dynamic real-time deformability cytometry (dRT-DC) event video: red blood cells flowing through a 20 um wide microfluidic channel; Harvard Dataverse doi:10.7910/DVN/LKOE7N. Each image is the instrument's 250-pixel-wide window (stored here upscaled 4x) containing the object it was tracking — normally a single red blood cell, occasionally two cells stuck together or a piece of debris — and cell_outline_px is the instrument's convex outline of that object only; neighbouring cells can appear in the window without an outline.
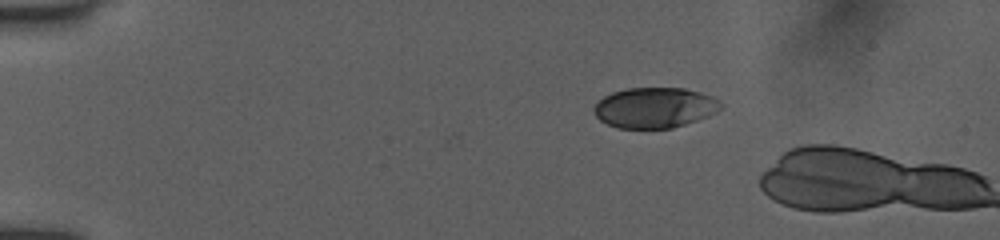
{"species": "human", "species_latin": "Homo sapiens", "temperature_condition": "room temperature", "stored_images_in_passage": 2, "camera_frame_rate_fps": 3000, "um_per_image_px": 0.085, "donor": {"sex": "female"}, "frame": {"image": 1, "passage_image": 1, "time_ms": 0.0, "image_size_px": [1000, 240], "cell_outline_px": [[724, 104], [716, 112], [708, 116], [672, 128], [620, 128], [608, 124], [600, 120], [596, 116], [592, 108], [604, 96], [612, 92], [628, 88], [684, 88], [700, 92], [712, 96], [720, 100]], "centroid_in_image_um": [55.66, 9.14], "position_along_channel_um": 29.3, "area_um2": 29.82}}